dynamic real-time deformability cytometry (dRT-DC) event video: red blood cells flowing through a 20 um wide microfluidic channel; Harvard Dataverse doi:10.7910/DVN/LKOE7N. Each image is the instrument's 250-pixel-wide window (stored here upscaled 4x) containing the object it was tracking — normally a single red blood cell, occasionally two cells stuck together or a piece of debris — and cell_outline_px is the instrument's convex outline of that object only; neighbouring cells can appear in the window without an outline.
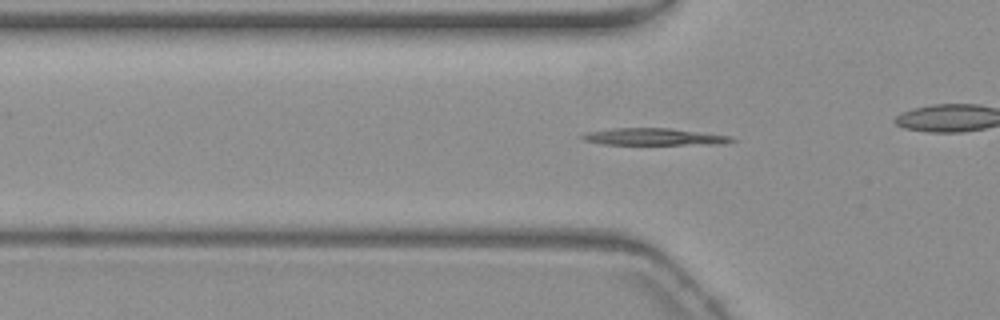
{"species": "common noctule bat (a hibernating species)", "species_latin": "Nyctalus noctula", "temperature_condition": "warm", "stored_images_in_passage": 28, "camera_frame_rate_fps": 3000, "um_per_image_px": 0.085, "animal": {"sex": "female", "body_mass_g": 19.3, "forearm_length_mm": 54.1}, "frame": {"image": 1, "passage_image": 19, "time_ms": 6.0, "image_size_px": [1000, 320], "cell_outline_px": [[736, 140], [724, 144], [604, 144], [584, 140], [580, 136], [588, 132], [612, 128], [668, 128], [732, 136]], "centroid_in_image_um": [55.63, 11.62], "position_along_channel_um": 70.2, "area_um2": 14.57}}
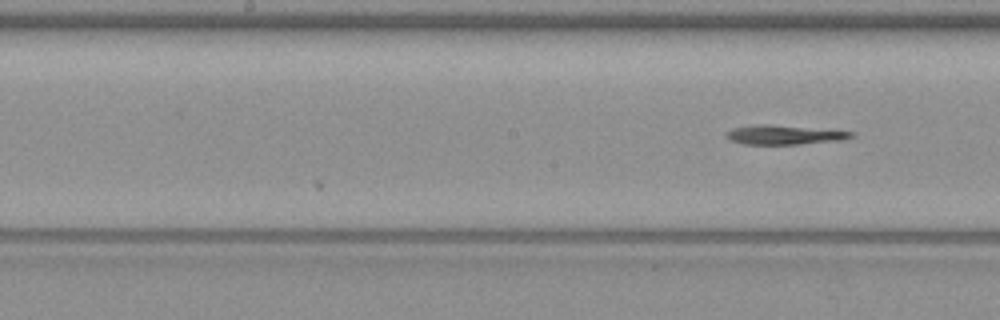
{"frame": {"image": 2, "passage_image": 28, "time_ms": 9.0, "image_size_px": [1000, 320], "cell_outline_px": [[856, 136], [844, 140], [800, 144], [744, 144], [732, 140], [728, 136], [728, 132], [732, 128], [800, 128], [852, 132]], "centroid_in_image_um": [66.82, 11.54], "position_along_channel_um": 181.4, "area_um2": 12.31}}